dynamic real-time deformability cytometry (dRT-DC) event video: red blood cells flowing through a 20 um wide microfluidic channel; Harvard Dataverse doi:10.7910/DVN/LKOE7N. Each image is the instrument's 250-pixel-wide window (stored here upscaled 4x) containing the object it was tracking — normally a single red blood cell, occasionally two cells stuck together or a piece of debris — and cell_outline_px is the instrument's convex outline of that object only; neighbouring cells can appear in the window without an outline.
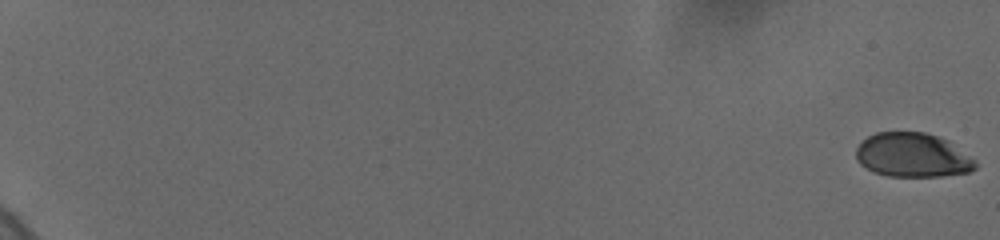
{"species": "human", "species_latin": "Homo sapiens", "temperature_condition": "cold", "stored_images_in_passage": 36, "camera_frame_rate_fps": 3000, "um_per_image_px": 0.085, "donor": {"sex": "female"}, "frame": {"image": 1, "passage_image": 1, "time_ms": 0.0, "image_size_px": [1000, 240], "cell_outline_px": [[976, 168], [968, 172], [940, 176], [888, 176], [876, 172], [860, 164], [856, 160], [856, 148], [868, 136], [876, 132], [924, 132], [948, 140], [976, 160]], "centroid_in_image_um": [77.58, 13.18], "position_along_channel_um": 7.4, "area_um2": 30.58}}
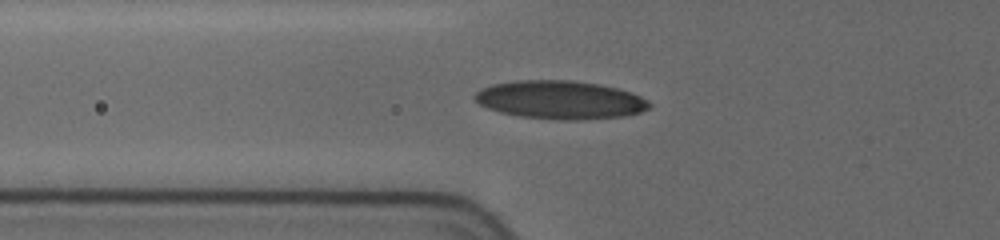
{"frame": {"image": 2, "passage_image": 25, "time_ms": 8.333, "image_size_px": [1000, 240], "cell_outline_px": [[652, 104], [648, 108], [640, 112], [624, 116], [580, 120], [556, 120], [520, 116], [500, 112], [488, 108], [480, 104], [472, 96], [480, 88], [492, 84], [516, 80], [572, 80], [600, 84], [632, 92], [640, 96]], "centroid_in_image_um": [47.6, 8.48], "position_along_channel_um": 78.2, "area_um2": 39.13}}
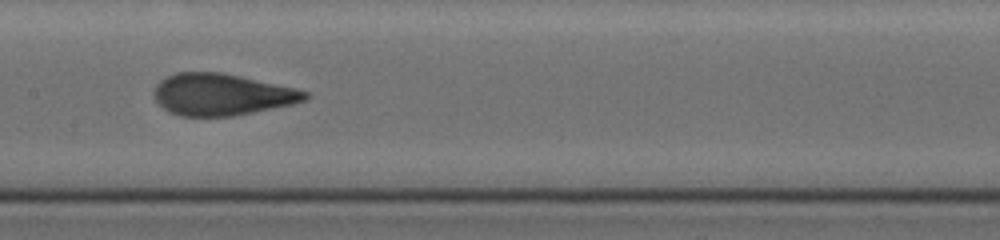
{"frame": {"image": 3, "passage_image": 35, "time_ms": 11.333, "image_size_px": [1000, 240], "cell_outline_px": [[308, 96], [304, 100], [292, 104], [232, 116], [180, 116], [168, 112], [156, 100], [156, 84], [160, 80], [176, 72], [220, 72], [240, 76], [296, 88], [308, 92]], "centroid_in_image_um": [18.84, 8.03], "position_along_channel_um": 188.6, "area_um2": 36.3}}